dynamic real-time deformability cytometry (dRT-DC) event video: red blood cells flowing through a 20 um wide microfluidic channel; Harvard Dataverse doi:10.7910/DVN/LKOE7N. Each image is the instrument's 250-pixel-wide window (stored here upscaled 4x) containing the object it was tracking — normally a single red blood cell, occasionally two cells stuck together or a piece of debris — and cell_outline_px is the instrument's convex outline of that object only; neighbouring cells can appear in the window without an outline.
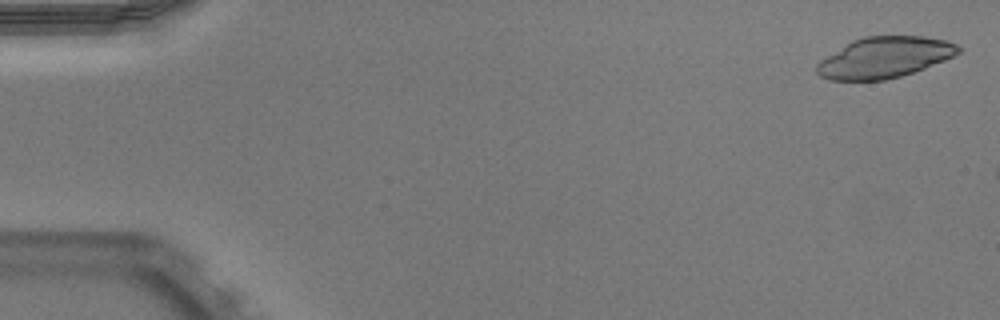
{"species": "Egyptian fruit bat (a non-hibernating species)", "species_latin": "Rousettus aegyptiacus", "temperature_condition": "warm", "stored_images_in_passage": 7, "camera_frame_rate_fps": 3000, "um_per_image_px": 0.085, "animal": {"sex": "male"}, "frame": {"image": 1, "passage_image": 1, "time_ms": 0.0, "image_size_px": [1000, 320], "cell_outline_px": [[960, 52], [944, 60], [924, 68], [900, 76], [884, 80], [828, 80], [820, 76], [816, 72], [816, 64], [820, 60], [852, 40], [864, 36], [924, 36], [944, 40], [956, 44], [960, 48]], "centroid_in_image_um": [75.14, 4.88], "position_along_channel_um": 9.9, "area_um2": 33.52}}